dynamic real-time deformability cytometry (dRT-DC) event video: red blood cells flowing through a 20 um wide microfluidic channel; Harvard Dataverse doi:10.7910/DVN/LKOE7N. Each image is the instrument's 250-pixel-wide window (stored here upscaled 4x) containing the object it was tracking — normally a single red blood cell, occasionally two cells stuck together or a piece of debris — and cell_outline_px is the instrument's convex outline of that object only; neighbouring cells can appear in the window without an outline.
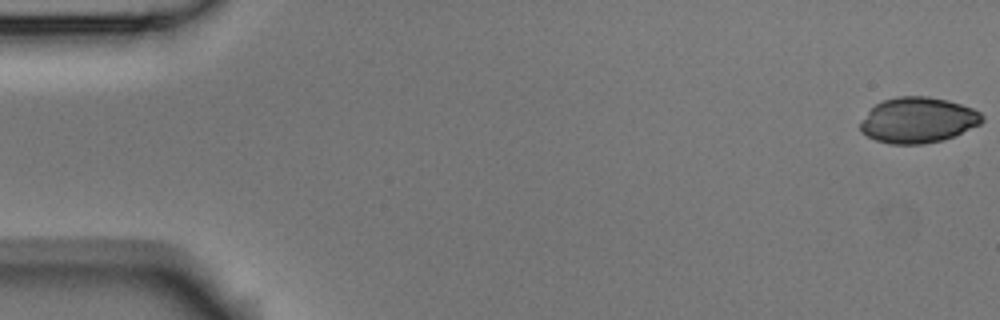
{"species": "Egyptian fruit bat (a non-hibernating species)", "species_latin": "Rousettus aegyptiacus", "temperature_condition": "room temperature", "stored_images_in_passage": 5, "camera_frame_rate_fps": 3000, "um_per_image_px": 0.085, "animal": {"sex": "male"}, "frame": {"image": 1, "passage_image": 1, "time_ms": 0.0, "image_size_px": [1000, 320], "cell_outline_px": [[984, 120], [980, 124], [944, 140], [924, 144], [888, 144], [876, 140], [860, 132], [860, 124], [868, 112], [876, 104], [884, 100], [896, 96], [928, 96], [948, 100], [972, 108], [980, 112], [984, 116]], "centroid_in_image_um": [78.03, 10.21], "position_along_channel_um": 7.0, "area_um2": 32.37}}